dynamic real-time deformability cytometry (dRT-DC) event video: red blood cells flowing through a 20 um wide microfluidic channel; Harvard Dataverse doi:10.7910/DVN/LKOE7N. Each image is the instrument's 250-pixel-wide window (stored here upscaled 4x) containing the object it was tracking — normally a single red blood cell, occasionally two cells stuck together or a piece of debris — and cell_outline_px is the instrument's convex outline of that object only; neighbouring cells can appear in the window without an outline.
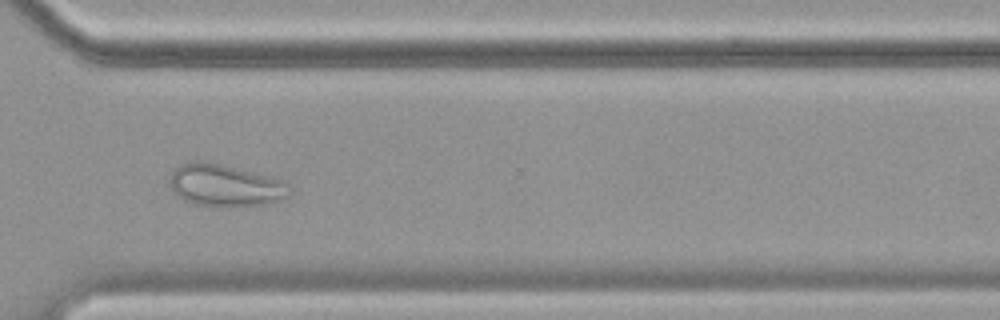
{"species": "common noctule bat (a hibernating species)", "species_latin": "Nyctalus noctula", "temperature_condition": "cold", "stored_images_in_passage": 57, "camera_frame_rate_fps": 3000, "um_per_image_px": 0.085, "animal": {"sex": "female", "body_mass_g": 19.9}, "frame": {"image": 1, "passage_image": 42, "time_ms": 13.667, "image_size_px": [1000, 320], "cell_outline_px": [[288, 196], [280, 200], [264, 204], [220, 208], [196, 204], [184, 200], [172, 188], [168, 180], [172, 172], [176, 168], [184, 164], [196, 160], [200, 160], [224, 164], [272, 176], [284, 180], [288, 184]], "centroid_in_image_um": [19.16, 15.76], "position_along_channel_um": 351.4, "area_um2": 29.65}}
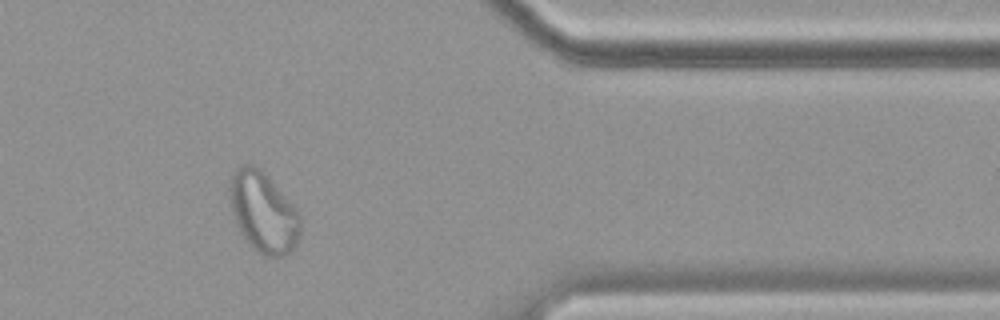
{"frame": {"image": 2, "passage_image": 47, "time_ms": 15.333, "image_size_px": [1000, 320], "cell_outline_px": [[300, 236], [296, 244], [284, 256], [268, 256], [260, 252], [248, 244], [236, 224], [232, 208], [228, 188], [232, 176], [240, 164], [248, 160], [260, 168], [300, 212]], "centroid_in_image_um": [22.38, 17.99], "position_along_channel_um": 389.0, "area_um2": 33.06}}
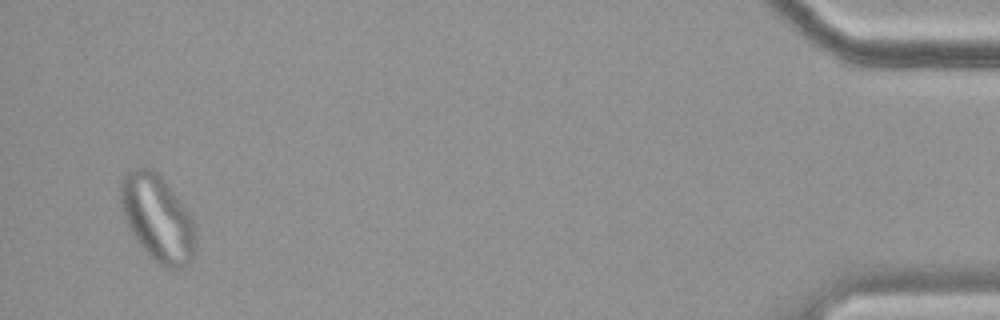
{"frame": {"image": 3, "passage_image": 55, "time_ms": 18.0, "image_size_px": [1000, 320], "cell_outline_px": [[196, 248], [192, 260], [188, 264], [176, 272], [164, 268], [148, 256], [136, 240], [124, 220], [120, 204], [120, 180], [128, 172], [140, 168], [152, 168], [160, 176], [192, 216], [196, 236]], "centroid_in_image_um": [13.4, 18.62], "position_along_channel_um": 421.8, "area_um2": 38.15}}